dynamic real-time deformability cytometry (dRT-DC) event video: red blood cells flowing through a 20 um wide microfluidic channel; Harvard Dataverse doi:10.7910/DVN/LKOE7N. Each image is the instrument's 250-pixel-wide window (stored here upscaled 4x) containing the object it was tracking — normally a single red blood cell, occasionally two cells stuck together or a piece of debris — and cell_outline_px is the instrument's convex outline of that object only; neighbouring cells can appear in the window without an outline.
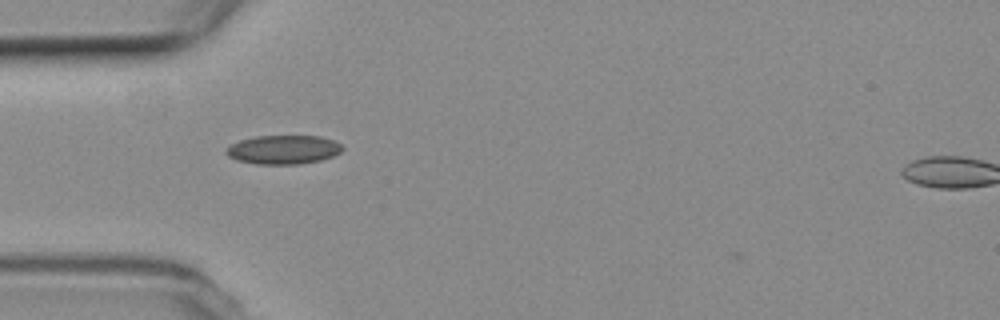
{"species": "common noctule bat (a hibernating species)", "species_latin": "Nyctalus noctula", "temperature_condition": "room temperature", "stored_images_in_passage": 40, "camera_frame_rate_fps": 3000, "um_per_image_px": 0.085, "animal": {"sex": "female", "body_mass_g": 19.3, "forearm_length_mm": 54.1}, "frame": {"image": 1, "passage_image": 2, "time_ms": 0.333, "image_size_px": [1000, 320], "cell_outline_px": [[344, 148], [340, 152], [332, 156], [320, 160], [300, 164], [256, 164], [236, 160], [228, 156], [224, 152], [232, 144], [240, 140], [256, 136], [320, 136], [332, 140], [340, 144]], "centroid_in_image_um": [24.07, 12.72], "position_along_channel_um": 60.9, "area_um2": 19.48}}
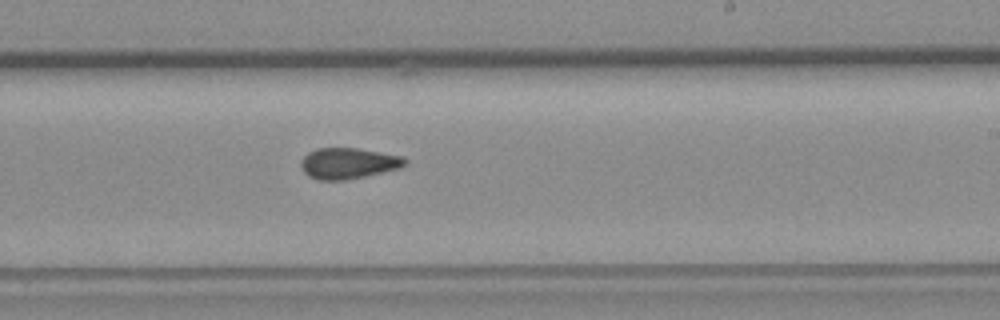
{"frame": {"image": 2, "passage_image": 18, "time_ms": 5.667, "image_size_px": [1000, 320], "cell_outline_px": [[408, 164], [400, 168], [364, 176], [344, 180], [320, 180], [308, 176], [304, 172], [300, 164], [300, 160], [308, 152], [316, 148], [356, 148], [400, 156], [408, 160]], "centroid_in_image_um": [29.58, 13.88], "position_along_channel_um": 259.4, "area_um2": 18.67}}
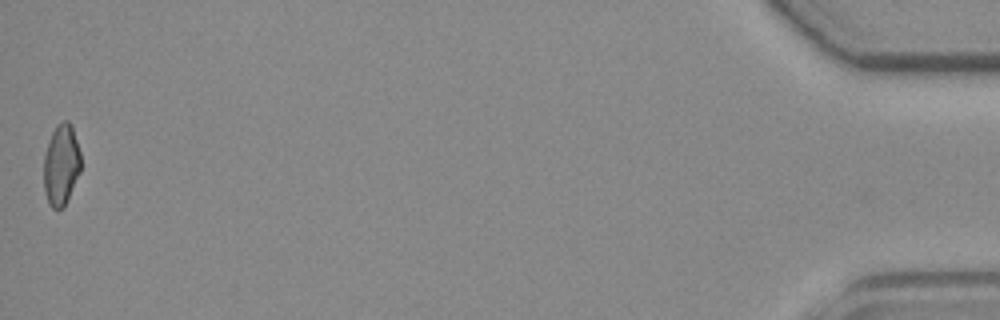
{"frame": {"image": 3, "passage_image": 40, "time_ms": 13.0, "image_size_px": [1000, 320], "cell_outline_px": [[80, 172], [64, 208], [52, 208], [48, 204], [44, 192], [44, 156], [52, 132], [56, 124], [64, 120], [68, 120], [72, 124], [80, 152]], "centroid_in_image_um": [5.2, 14.01], "position_along_channel_um": 430.0, "area_um2": 17.63}, "authors_computed_cell_mechanics": {"area_um2": 18.4671, "velocity_mm_per_s": 3.752, "shape_relaxation_time_tau1_ms": null, "shape_relaxation_time_tau2_ms": 4.7511, "deformation_change_tau1": null, "deformation_change_tau2": 0.1157}}